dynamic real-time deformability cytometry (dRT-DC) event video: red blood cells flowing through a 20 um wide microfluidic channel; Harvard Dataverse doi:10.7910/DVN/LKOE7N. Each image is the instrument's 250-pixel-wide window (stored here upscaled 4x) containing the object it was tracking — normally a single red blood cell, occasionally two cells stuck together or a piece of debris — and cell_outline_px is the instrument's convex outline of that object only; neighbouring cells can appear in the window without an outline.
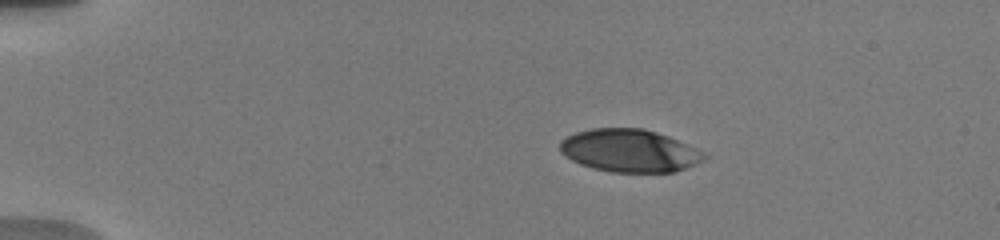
{"species": "human", "species_latin": "Homo sapiens", "temperature_condition": "warm", "stored_images_in_passage": 81, "camera_frame_rate_fps": 3000, "um_per_image_px": 0.085, "donor": {"sex": "male"}, "frame": {"image": 1, "passage_image": 1, "time_ms": 0.0, "image_size_px": [1000, 240], "cell_outline_px": [[708, 156], [704, 160], [696, 164], [672, 172], [612, 172], [592, 168], [580, 164], [564, 156], [560, 152], [560, 140], [576, 132], [592, 128], [644, 128], [668, 136], [696, 148], [704, 152]], "centroid_in_image_um": [53.49, 12.8], "position_along_channel_um": 31.5, "area_um2": 35.95}}
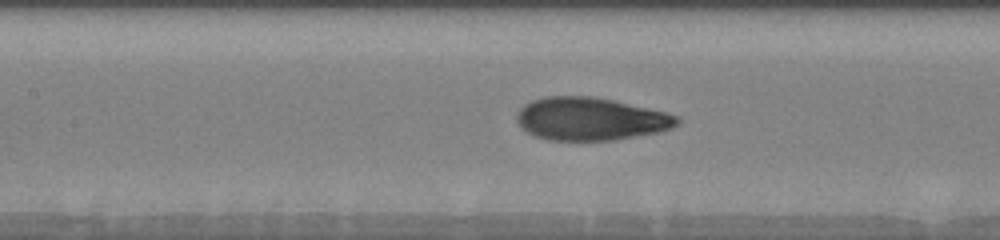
{"frame": {"image": 2, "passage_image": 30, "time_ms": 5.333, "image_size_px": [1000, 240], "cell_outline_px": [[680, 124], [672, 128], [660, 132], [612, 140], [548, 140], [536, 136], [520, 128], [516, 120], [516, 112], [524, 104], [532, 100], [544, 96], [592, 96], [612, 100], [664, 112], [680, 116]], "centroid_in_image_um": [50.17, 10.11], "position_along_channel_um": 157.2, "area_um2": 40.17}}
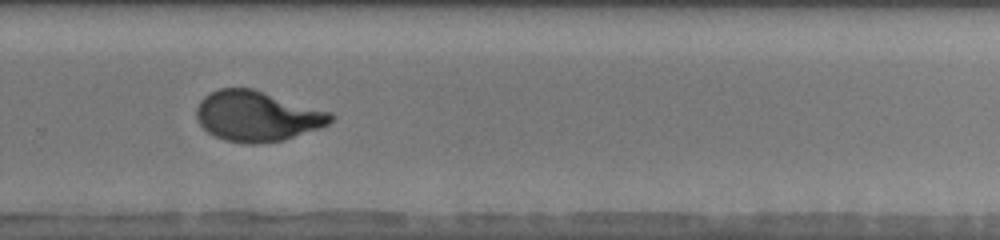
{"frame": {"image": 3, "passage_image": 51, "time_ms": 9.333, "image_size_px": [1000, 240], "cell_outline_px": [[336, 116], [328, 124], [320, 128], [284, 140], [256, 144], [244, 144], [224, 140], [208, 132], [200, 124], [196, 116], [196, 108], [200, 100], [208, 92], [220, 88], [252, 88], [332, 112]], "centroid_in_image_um": [21.86, 9.87], "position_along_channel_um": 307.9, "area_um2": 39.59}, "authors_computed_cell_mechanics": {"area_um2": 39.593, "velocity_mm_per_s": 3.7888, "shape_relaxation_time_tau1_ms": 5.6502, "shape_relaxation_time_tau2_ms": null, "deformation_change_tau1": 0.2578, "deformation_change_tau2": null}}